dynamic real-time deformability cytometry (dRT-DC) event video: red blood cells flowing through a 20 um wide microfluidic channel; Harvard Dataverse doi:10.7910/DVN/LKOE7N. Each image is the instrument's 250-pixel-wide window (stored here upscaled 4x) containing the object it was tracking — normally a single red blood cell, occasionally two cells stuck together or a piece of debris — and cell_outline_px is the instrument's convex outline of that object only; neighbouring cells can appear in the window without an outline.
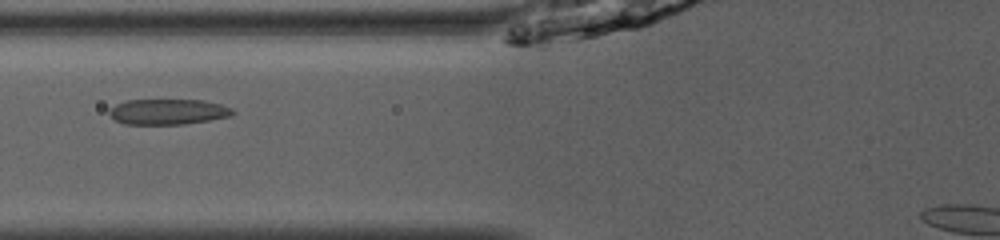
{"species": "common noctule bat (a hibernating species)", "species_latin": "Nyctalus noctula", "temperature_condition": "room temperature", "stored_images_in_passage": 34, "camera_frame_rate_fps": 3000, "um_per_image_px": 0.085, "animal": {"sex": "male", "body_mass_g": 13.0, "forearm_length_mm": 53.1}, "frame": {"image": 1, "passage_image": 8, "time_ms": 2.333, "image_size_px": [1000, 240], "cell_outline_px": [[236, 112], [232, 116], [184, 124], [124, 124], [116, 120], [108, 112], [108, 108], [116, 104], [128, 100], [204, 100], [220, 104], [232, 108]], "centroid_in_image_um": [14.29, 9.49], "position_along_channel_um": 111.5, "area_um2": 18.38}}
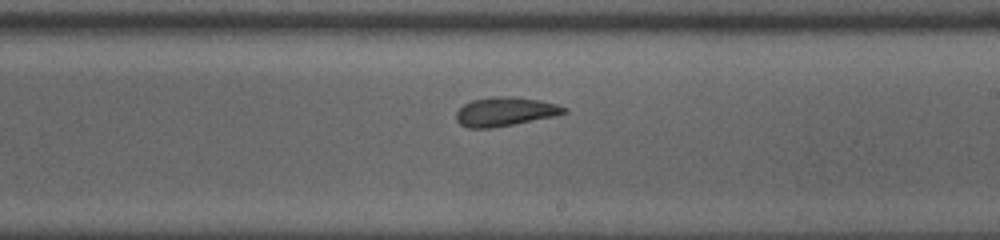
{"frame": {"image": 2, "passage_image": 18, "time_ms": 5.667, "image_size_px": [1000, 240], "cell_outline_px": [[568, 112], [552, 116], [492, 128], [468, 128], [460, 124], [456, 120], [456, 112], [464, 104], [472, 100], [496, 96], [516, 96], [540, 100], [556, 104], [568, 108]], "centroid_in_image_um": [42.92, 9.47], "position_along_channel_um": 246.1, "area_um2": 18.09}}
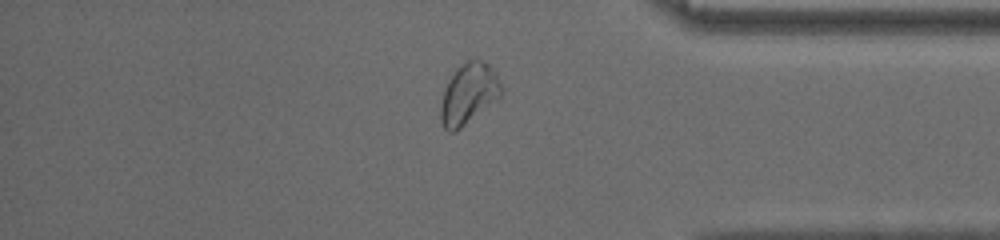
{"frame": {"image": 3, "passage_image": 30, "time_ms": 9.667, "image_size_px": [1000, 240], "cell_outline_px": [[504, 92], [500, 96], [456, 132], [448, 132], [444, 128], [440, 120], [440, 104], [444, 88], [448, 80], [456, 68], [460, 64], [468, 60], [480, 60], [488, 64], [492, 68], [504, 88]], "centroid_in_image_um": [39.81, 7.97], "position_along_channel_um": 395.4, "area_um2": 21.5}}